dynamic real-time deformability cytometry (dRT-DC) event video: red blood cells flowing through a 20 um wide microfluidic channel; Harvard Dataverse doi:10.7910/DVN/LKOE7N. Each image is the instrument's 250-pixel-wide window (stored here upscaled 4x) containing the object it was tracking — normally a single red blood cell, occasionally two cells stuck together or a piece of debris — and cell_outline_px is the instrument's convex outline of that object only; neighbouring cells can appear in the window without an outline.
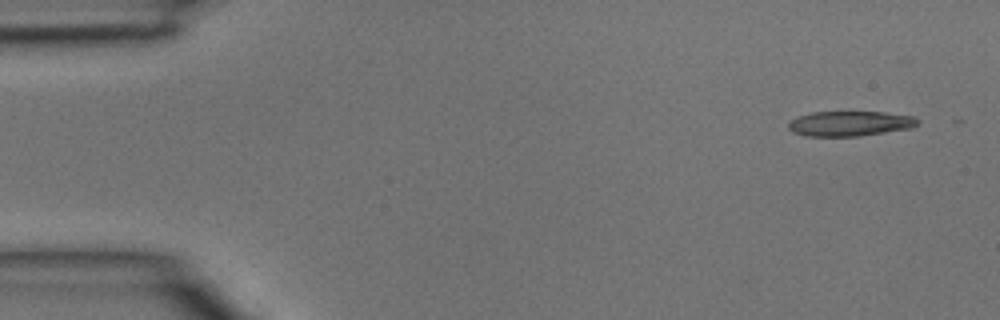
{"species": "common noctule bat (a hibernating species)", "species_latin": "Nyctalus noctula", "temperature_condition": "room temperature", "stored_images_in_passage": 4, "camera_frame_rate_fps": 3000, "um_per_image_px": 0.085, "animal": {"sex": "male", "body_mass_g": 15.6}, "frame": {"image": 1, "passage_image": 1, "time_ms": 0.0, "image_size_px": [1000, 320], "cell_outline_px": [[920, 124], [912, 128], [860, 136], [808, 136], [792, 132], [788, 128], [788, 124], [792, 120], [800, 116], [812, 112], [884, 112], [912, 116], [920, 120]], "centroid_in_image_um": [72.29, 10.51], "position_along_channel_um": 12.7, "area_um2": 18.84}}